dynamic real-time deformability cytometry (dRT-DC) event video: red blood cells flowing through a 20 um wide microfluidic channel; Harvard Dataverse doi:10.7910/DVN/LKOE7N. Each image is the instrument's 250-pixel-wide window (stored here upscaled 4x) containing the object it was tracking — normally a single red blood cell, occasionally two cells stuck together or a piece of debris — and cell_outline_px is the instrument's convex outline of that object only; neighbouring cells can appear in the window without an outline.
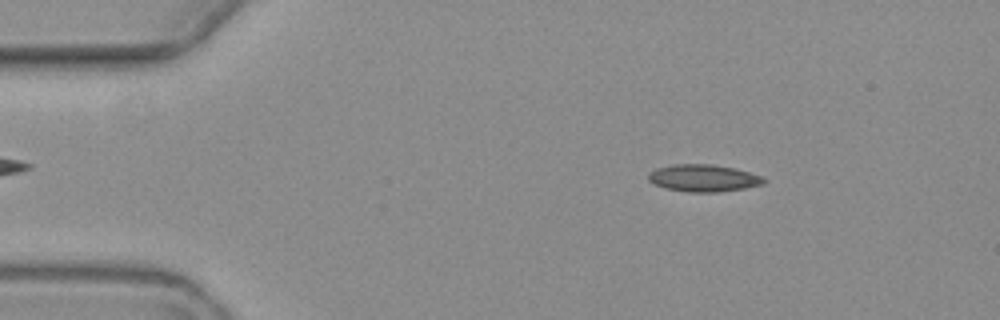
{"species": "common noctule bat (a hibernating species)", "species_latin": "Nyctalus noctula", "temperature_condition": "warm", "stored_images_in_passage": 9, "camera_frame_rate_fps": 3000, "um_per_image_px": 0.085, "animal": {"sex": "female", "body_mass_g": 19.3, "forearm_length_mm": 54.1}, "frame": {"image": 1, "passage_image": 1, "time_ms": 0.0, "image_size_px": [1000, 320], "cell_outline_px": [[768, 180], [764, 184], [744, 188], [720, 192], [688, 192], [664, 188], [652, 184], [648, 180], [648, 172], [656, 168], [672, 164], [712, 164], [732, 168], [748, 172], [760, 176]], "centroid_in_image_um": [59.74, 15.14], "position_along_channel_um": 25.3, "area_um2": 18.38}}
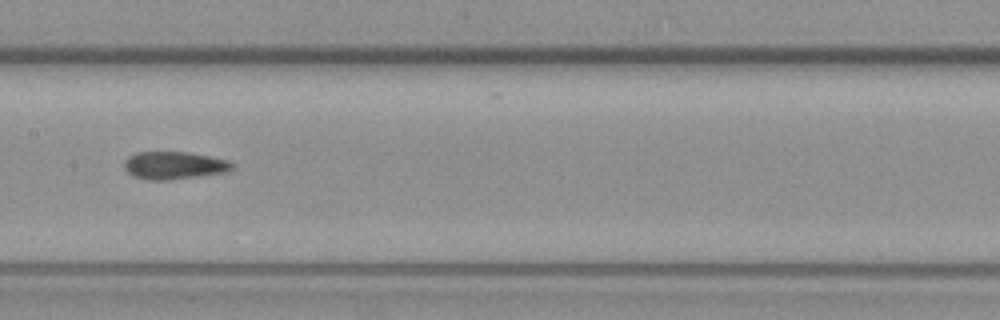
{"frame": {"image": 2, "passage_image": 6, "time_ms": 6.667, "image_size_px": [1000, 320], "cell_outline_px": [[236, 164], [228, 172], [168, 180], [144, 180], [132, 176], [124, 168], [124, 160], [128, 156], [136, 152], [188, 152], [228, 160]], "centroid_in_image_um": [14.78, 14.06], "position_along_channel_um": 192.6, "area_um2": 17.57}}
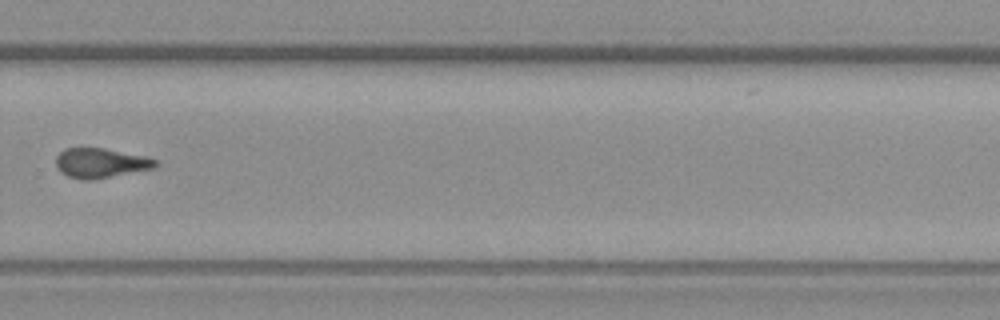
{"frame": {"image": 3, "passage_image": 9, "time_ms": 10.333, "image_size_px": [1000, 320], "cell_outline_px": [[160, 164], [156, 168], [92, 180], [80, 180], [68, 176], [60, 172], [56, 168], [56, 156], [64, 148], [104, 148], [148, 156], [156, 160]], "centroid_in_image_um": [8.58, 13.86], "position_along_channel_um": 321.2, "area_um2": 17.57}}